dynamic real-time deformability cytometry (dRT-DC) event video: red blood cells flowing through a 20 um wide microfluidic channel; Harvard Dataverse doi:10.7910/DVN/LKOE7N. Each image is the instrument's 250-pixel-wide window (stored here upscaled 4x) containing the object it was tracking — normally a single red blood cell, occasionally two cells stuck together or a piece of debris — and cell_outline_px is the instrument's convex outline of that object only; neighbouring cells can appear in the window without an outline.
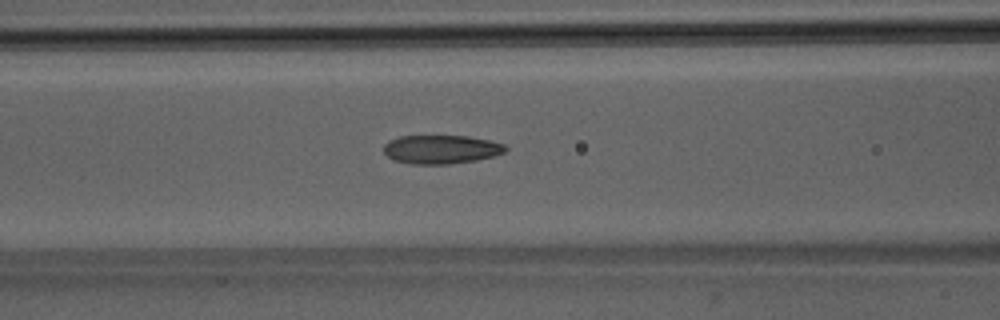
{"species": "Egyptian fruit bat (a non-hibernating species)", "species_latin": "Rousettus aegyptiacus", "temperature_condition": "room temperature", "stored_images_in_passage": 51, "camera_frame_rate_fps": 3000, "um_per_image_px": 0.085, "animal": {"sex": "male"}, "frame": {"image": 1, "passage_image": 22, "time_ms": 7.0, "image_size_px": [1000, 320], "cell_outline_px": [[508, 148], [504, 152], [496, 156], [476, 160], [448, 164], [412, 164], [392, 160], [384, 152], [384, 144], [388, 140], [400, 136], [468, 136], [488, 140], [504, 144]], "centroid_in_image_um": [37.49, 12.7], "position_along_channel_um": 129.1, "area_um2": 20.46}}
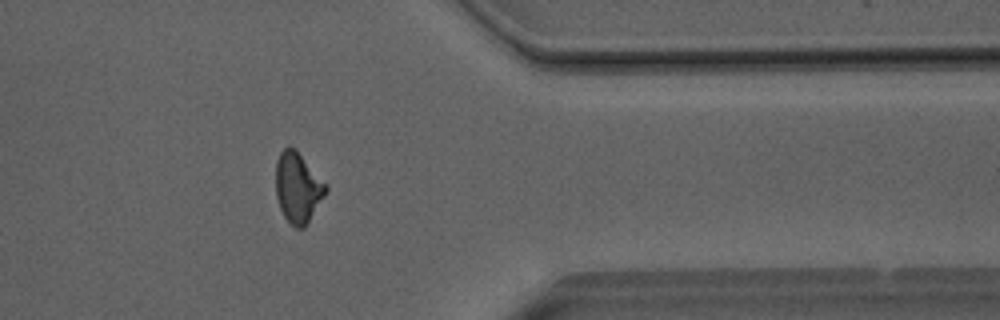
{"frame": {"image": 2, "passage_image": 42, "time_ms": 13.667, "image_size_px": [1000, 320], "cell_outline_px": [[328, 188], [324, 196], [304, 228], [296, 228], [284, 216], [280, 208], [276, 196], [276, 160], [280, 152], [288, 144], [296, 148], [328, 184]], "centroid_in_image_um": [25.32, 15.88], "position_along_channel_um": 386.1, "area_um2": 20.69}}
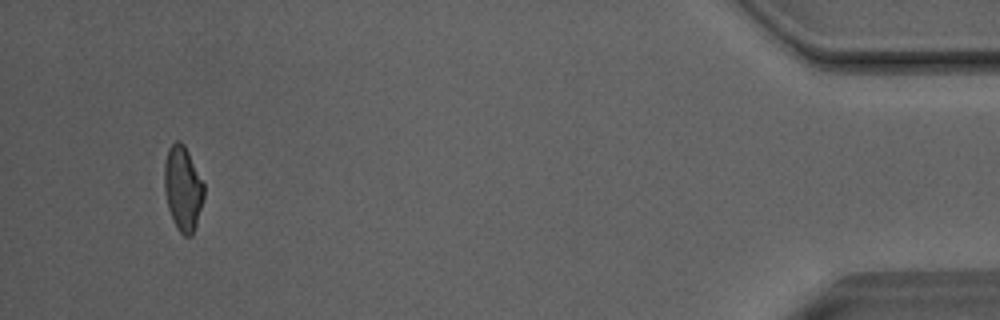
{"frame": {"image": 3, "passage_image": 49, "time_ms": 16.0, "image_size_px": [1000, 320], "cell_outline_px": [[204, 196], [196, 224], [192, 236], [184, 236], [176, 228], [172, 220], [168, 208], [164, 188], [164, 164], [168, 148], [176, 140], [180, 140], [184, 144], [204, 184]], "centroid_in_image_um": [15.53, 16.02], "position_along_channel_um": 419.7, "area_um2": 19.54}, "authors_computed_cell_mechanics": {"area_um2": 20.6346, "velocity_mm_per_s": 4.0685, "shape_relaxation_time_tau1_ms": 10.182, "shape_relaxation_time_tau2_ms": 1.8794, "deformation_change_tau1": 0.2215, "deformation_change_tau2": 0.0852}}